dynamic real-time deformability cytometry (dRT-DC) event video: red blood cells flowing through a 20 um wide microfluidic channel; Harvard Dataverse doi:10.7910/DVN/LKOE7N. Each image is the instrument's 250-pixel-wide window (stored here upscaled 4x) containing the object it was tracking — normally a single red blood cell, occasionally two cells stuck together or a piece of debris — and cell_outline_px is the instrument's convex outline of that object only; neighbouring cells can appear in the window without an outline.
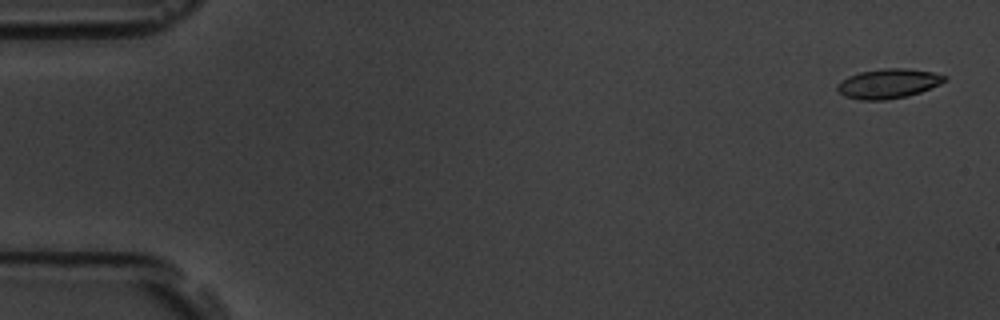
{"species": "common noctule bat (a hibernating species)", "species_latin": "Nyctalus noctula", "temperature_condition": "room temperature", "stored_images_in_passage": 5, "camera_frame_rate_fps": 3000, "um_per_image_px": 0.085, "animal": {"sex": "male", "body_mass_g": 19.5, "forearm_length_mm": 54.6}, "frame": {"image": 1, "passage_image": 1, "time_ms": 0.0, "image_size_px": [1000, 320], "cell_outline_px": [[948, 80], [940, 84], [920, 92], [908, 96], [884, 100], [860, 100], [844, 96], [836, 88], [836, 84], [848, 76], [860, 72], [884, 68], [904, 68], [932, 72], [948, 76]], "centroid_in_image_um": [75.51, 7.1], "position_along_channel_um": 9.5, "area_um2": 18.55}}
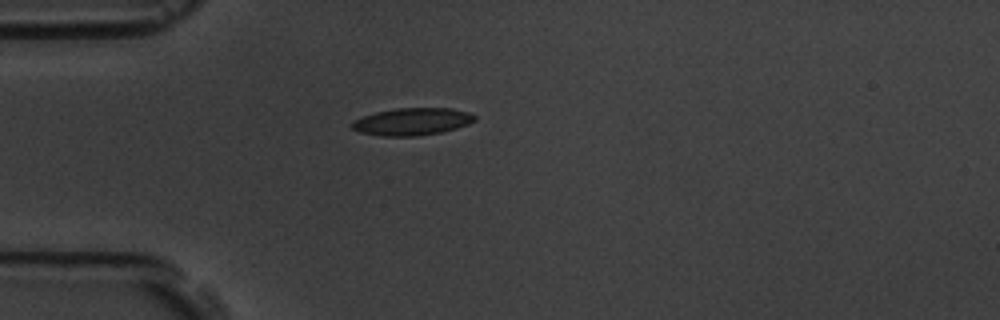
{"frame": {"image": 2, "passage_image": 5, "time_ms": 4.667, "image_size_px": [1000, 320], "cell_outline_px": [[476, 120], [468, 124], [456, 128], [440, 132], [416, 136], [380, 136], [360, 132], [352, 128], [348, 124], [352, 120], [376, 112], [396, 108], [452, 108], [468, 112], [476, 116]], "centroid_in_image_um": [35.0, 10.33], "position_along_channel_um": 50.0, "area_um2": 19.59}}